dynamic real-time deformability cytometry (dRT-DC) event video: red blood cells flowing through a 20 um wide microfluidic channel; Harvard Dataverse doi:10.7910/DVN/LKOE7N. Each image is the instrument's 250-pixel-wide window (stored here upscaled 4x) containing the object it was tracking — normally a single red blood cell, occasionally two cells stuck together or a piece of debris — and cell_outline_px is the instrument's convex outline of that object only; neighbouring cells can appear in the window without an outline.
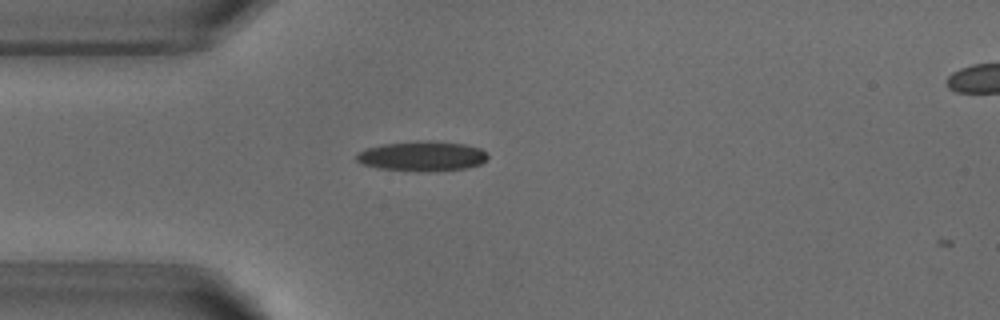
{"species": "common noctule bat (a hibernating species)", "species_latin": "Nyctalus noctula", "temperature_condition": "warm", "stored_images_in_passage": 2, "camera_frame_rate_fps": 3000, "um_per_image_px": 0.085, "animal": {"sex": "male", "body_mass_g": 18.8}, "frame": {"image": 1, "passage_image": 1, "time_ms": 0.0, "image_size_px": [1000, 320], "cell_outline_px": [[488, 156], [480, 164], [468, 168], [428, 172], [416, 172], [376, 168], [360, 164], [356, 160], [356, 152], [368, 148], [384, 144], [416, 140], [428, 140], [464, 144], [480, 148]], "centroid_in_image_um": [35.83, 13.28], "position_along_channel_um": 49.2, "area_um2": 23.24}}